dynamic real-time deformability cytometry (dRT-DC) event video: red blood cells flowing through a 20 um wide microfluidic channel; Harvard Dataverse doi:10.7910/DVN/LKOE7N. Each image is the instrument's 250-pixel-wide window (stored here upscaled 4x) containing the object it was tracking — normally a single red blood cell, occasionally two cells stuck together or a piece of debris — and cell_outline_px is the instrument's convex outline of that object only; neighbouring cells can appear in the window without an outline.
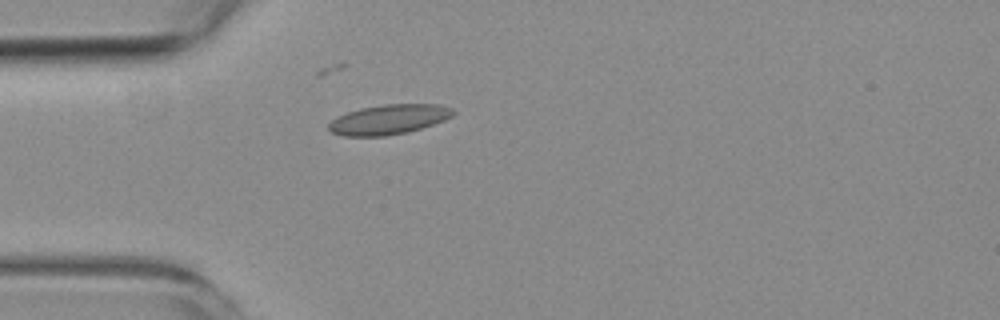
{"species": "common noctule bat (a hibernating species)", "species_latin": "Nyctalus noctula", "temperature_condition": "room temperature", "stored_images_in_passage": 4, "camera_frame_rate_fps": 3000, "um_per_image_px": 0.085, "animal": {"sex": "female", "body_mass_g": 19.3, "forearm_length_mm": 54.1}, "frame": {"image": 1, "passage_image": 4, "time_ms": 4.333, "image_size_px": [1000, 320], "cell_outline_px": [[456, 112], [452, 116], [444, 120], [408, 132], [384, 136], [344, 136], [332, 132], [328, 128], [328, 124], [336, 116], [360, 108], [384, 104], [436, 104], [452, 108]], "centroid_in_image_um": [33.03, 10.15], "position_along_channel_um": 52.0, "area_um2": 21.56}}